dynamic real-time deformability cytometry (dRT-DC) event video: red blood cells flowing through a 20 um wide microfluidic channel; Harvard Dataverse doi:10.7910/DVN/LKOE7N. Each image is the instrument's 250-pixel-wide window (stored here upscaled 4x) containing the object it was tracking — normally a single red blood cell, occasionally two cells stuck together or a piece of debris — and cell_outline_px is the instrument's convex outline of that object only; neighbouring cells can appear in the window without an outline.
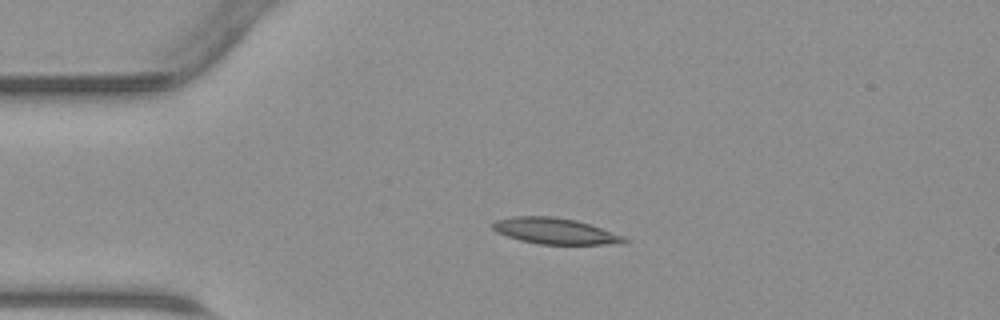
{"species": "common noctule bat (a hibernating species)", "species_latin": "Nyctalus noctula", "temperature_condition": "warm", "stored_images_in_passage": 41, "camera_frame_rate_fps": 3000, "um_per_image_px": 0.085, "animal": {"sex": "male", "body_mass_g": 23.1, "forearm_length_mm": 52.7}, "frame": {"image": 1, "passage_image": 10, "time_ms": 3.0, "image_size_px": [1000, 320], "cell_outline_px": [[628, 240], [624, 244], [540, 244], [520, 240], [496, 232], [492, 228], [492, 224], [496, 220], [512, 216], [552, 216], [576, 220], [624, 236]], "centroid_in_image_um": [47.17, 19.64], "position_along_channel_um": 37.8, "area_um2": 19.83}}
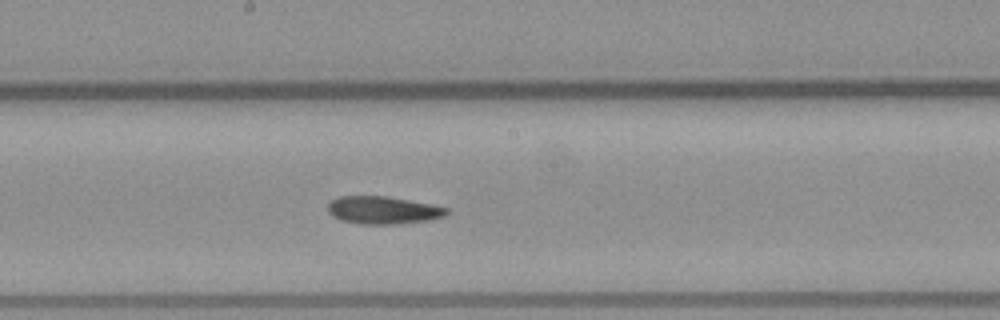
{"frame": {"image": 2, "passage_image": 24, "time_ms": 7.667, "image_size_px": [1000, 320], "cell_outline_px": [[448, 212], [444, 216], [424, 220], [396, 224], [360, 224], [340, 220], [332, 216], [328, 212], [328, 204], [332, 200], [340, 196], [388, 196], [432, 204], [448, 208]], "centroid_in_image_um": [32.52, 17.85], "position_along_channel_um": 215.7, "area_um2": 19.07}}
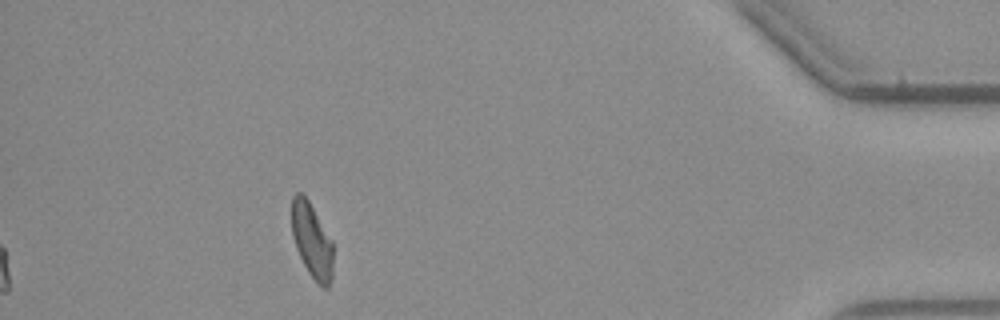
{"frame": {"image": 3, "passage_image": 41, "time_ms": 13.333, "image_size_px": [1000, 320], "cell_outline_px": [[332, 276], [328, 288], [324, 288], [308, 272], [296, 248], [292, 236], [292, 196], [296, 192], [300, 192], [308, 200], [332, 240]], "centroid_in_image_um": [26.5, 20.43], "position_along_channel_um": 408.7, "area_um2": 17.74}}